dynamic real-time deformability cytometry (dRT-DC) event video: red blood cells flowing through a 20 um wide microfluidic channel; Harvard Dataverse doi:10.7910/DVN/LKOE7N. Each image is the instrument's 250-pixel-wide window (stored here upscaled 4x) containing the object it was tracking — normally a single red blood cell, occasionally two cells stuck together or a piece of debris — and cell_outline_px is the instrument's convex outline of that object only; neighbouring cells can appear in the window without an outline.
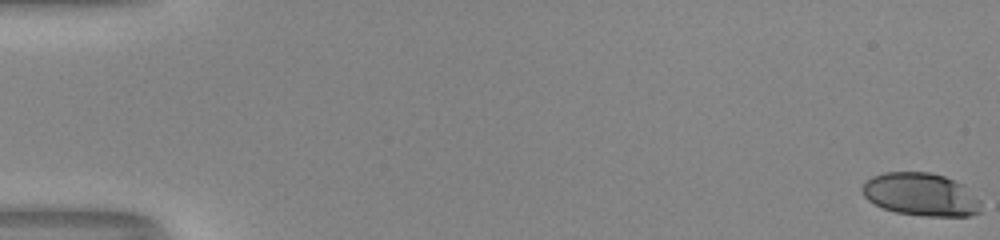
{"species": "human", "species_latin": "Homo sapiens", "temperature_condition": "room temperature", "stored_images_in_passage": 54, "camera_frame_rate_fps": 3000, "um_per_image_px": 0.085, "donor": {"sex": "male"}, "frame": {"image": 1, "passage_image": 1, "time_ms": 0.0, "image_size_px": [1000, 240], "cell_outline_px": [[980, 212], [968, 216], [924, 216], [896, 212], [884, 208], [868, 200], [864, 196], [860, 188], [872, 176], [884, 172], [928, 172], [944, 176], [964, 184], [980, 200]], "centroid_in_image_um": [78.29, 16.53], "position_along_channel_um": 6.7, "area_um2": 29.71}}
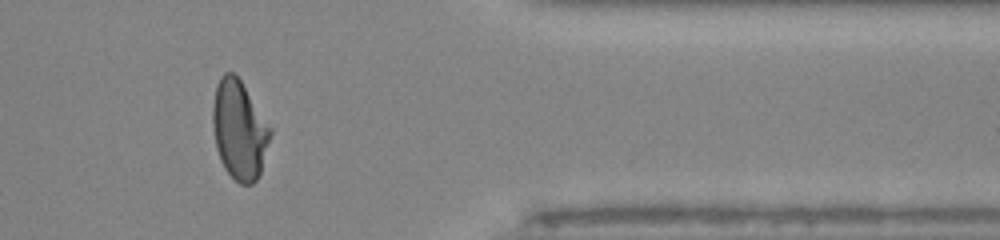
{"frame": {"image": 2, "passage_image": 45, "time_ms": 14.667, "image_size_px": [1000, 240], "cell_outline_px": [[272, 132], [260, 172], [256, 180], [252, 184], [240, 184], [224, 168], [220, 160], [216, 148], [212, 124], [212, 104], [216, 84], [220, 76], [224, 72], [232, 72], [240, 80], [272, 128]], "centroid_in_image_um": [20.32, 11.02], "position_along_channel_um": 391.1, "area_um2": 33.18}}
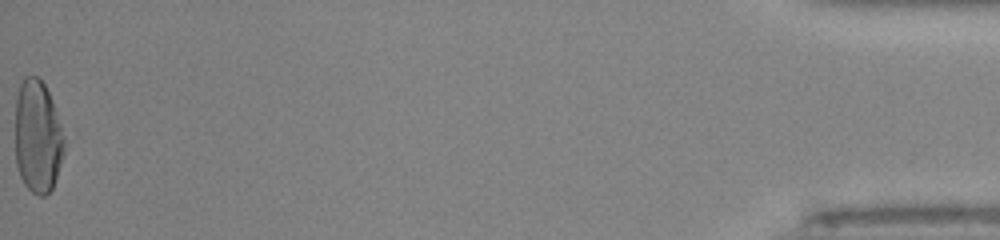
{"frame": {"image": 3, "passage_image": 54, "time_ms": 17.667, "image_size_px": [1000, 240], "cell_outline_px": [[64, 152], [52, 188], [44, 196], [40, 196], [32, 192], [24, 184], [20, 176], [16, 164], [16, 96], [20, 84], [24, 76], [36, 76], [44, 84], [52, 100], [64, 136]], "centroid_in_image_um": [3.19, 11.61], "position_along_channel_um": 432.0, "area_um2": 32.02}, "authors_computed_cell_mechanics": {"area_um2": 32.4258, "velocity_mm_per_s": 4.058, "shape_relaxation_time_tau1_ms": 6.0055, "shape_relaxation_time_tau2_ms": 1.0653, "deformation_change_tau1": 0.2301, "deformation_change_tau2": 0.0772}}